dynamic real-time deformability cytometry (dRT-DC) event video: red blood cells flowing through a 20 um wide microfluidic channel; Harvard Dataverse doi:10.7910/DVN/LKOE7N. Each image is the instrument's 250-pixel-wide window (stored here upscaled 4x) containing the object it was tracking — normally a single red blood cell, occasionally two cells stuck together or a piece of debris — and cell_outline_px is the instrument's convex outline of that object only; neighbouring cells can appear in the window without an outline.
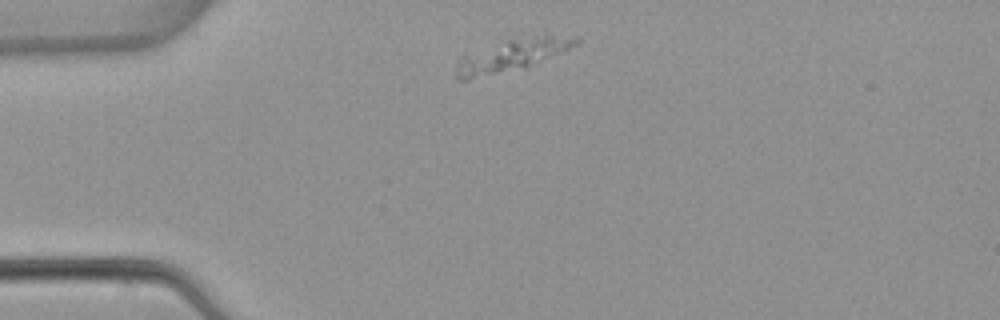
{"species": "common noctule bat (a hibernating species)", "species_latin": "Nyctalus noctula", "temperature_condition": "warm", "stored_images_in_passage": 5, "camera_frame_rate_fps": 3000, "um_per_image_px": 0.085, "animal": {"sex": "female", "body_mass_g": 22.7, "forearm_length_mm": 54.2}, "frame": {"image": 1, "passage_image": 1, "time_ms": 0.0, "image_size_px": [1000, 320], "cell_outline_px": [[580, 44], [528, 68], [468, 80], [460, 80], [456, 76], [456, 60], [464, 56], [508, 40], [548, 32], [580, 36]], "centroid_in_image_um": [43.69, 4.68], "position_along_channel_um": 41.3, "area_um2": 23.12}}
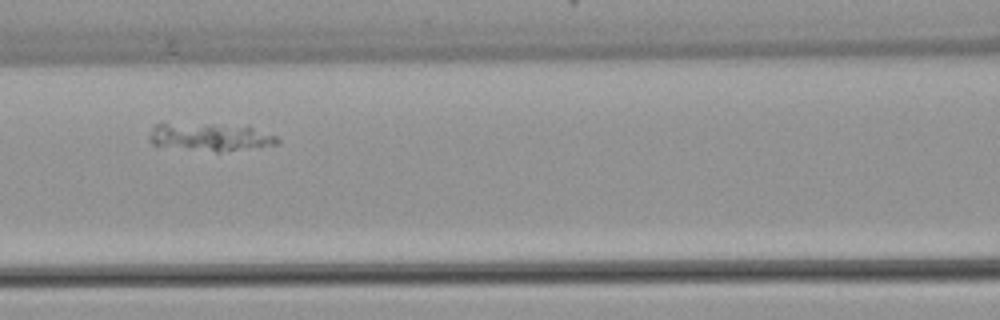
{"frame": {"image": 2, "passage_image": 4, "time_ms": 3.667, "image_size_px": [1000, 320], "cell_outline_px": [[280, 144], [220, 152], [216, 152], [152, 144], [148, 140], [148, 136], [152, 128], [156, 124], [164, 120], [248, 124], [276, 136], [280, 140]], "centroid_in_image_um": [17.85, 11.56], "position_along_channel_um": 148.8, "area_um2": 22.25}}
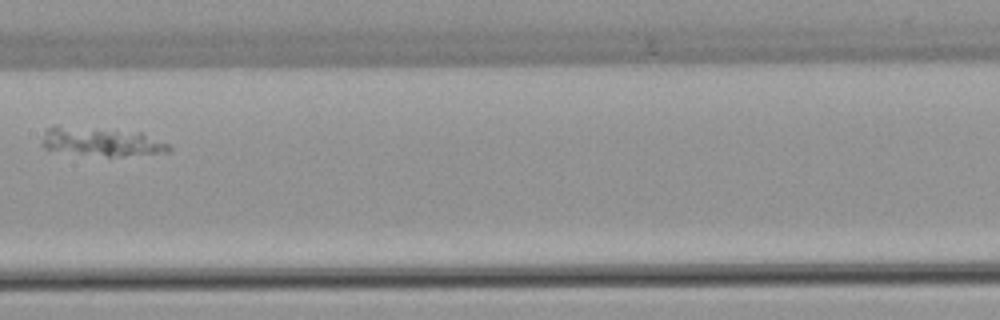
{"frame": {"image": 3, "passage_image": 5, "time_ms": 5.0, "image_size_px": [1000, 320], "cell_outline_px": [[172, 148], [168, 152], [124, 156], [108, 156], [44, 148], [40, 144], [40, 140], [44, 132], [48, 128], [56, 124], [140, 132], [168, 144]], "centroid_in_image_um": [8.58, 12.01], "position_along_channel_um": 198.8, "area_um2": 21.04}}